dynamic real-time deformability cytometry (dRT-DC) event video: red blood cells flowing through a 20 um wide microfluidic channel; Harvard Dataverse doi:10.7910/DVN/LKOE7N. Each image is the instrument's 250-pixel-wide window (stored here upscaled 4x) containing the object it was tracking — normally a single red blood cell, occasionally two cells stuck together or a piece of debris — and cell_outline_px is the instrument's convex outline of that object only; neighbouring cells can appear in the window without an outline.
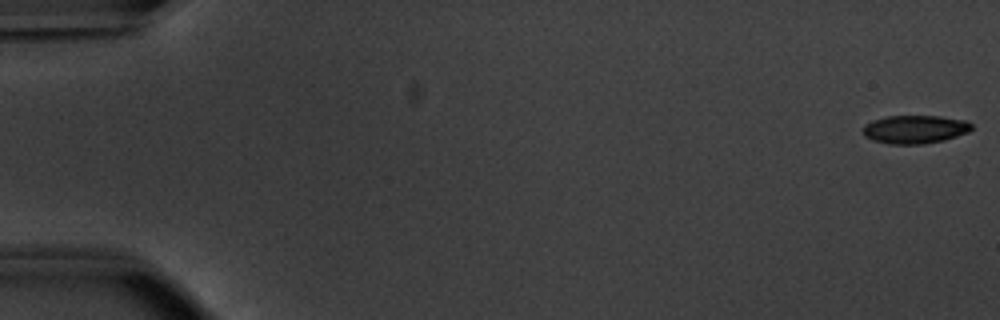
{"species": "common noctule bat (a hibernating species)", "species_latin": "Nyctalus noctula", "temperature_condition": "warm", "stored_images_in_passage": 49, "camera_frame_rate_fps": 3000, "um_per_image_px": 0.085, "animal": {"sex": "male", "body_mass_g": 20.1, "forearm_length_mm": 53.5}, "frame": {"image": 1, "passage_image": 1, "time_ms": 0.0, "image_size_px": [1000, 320], "cell_outline_px": [[972, 128], [968, 132], [944, 140], [924, 144], [888, 144], [872, 140], [864, 136], [864, 124], [872, 120], [888, 116], [940, 116], [964, 120], [972, 124]], "centroid_in_image_um": [77.75, 10.99], "position_along_channel_um": 7.3, "area_um2": 17.92}}
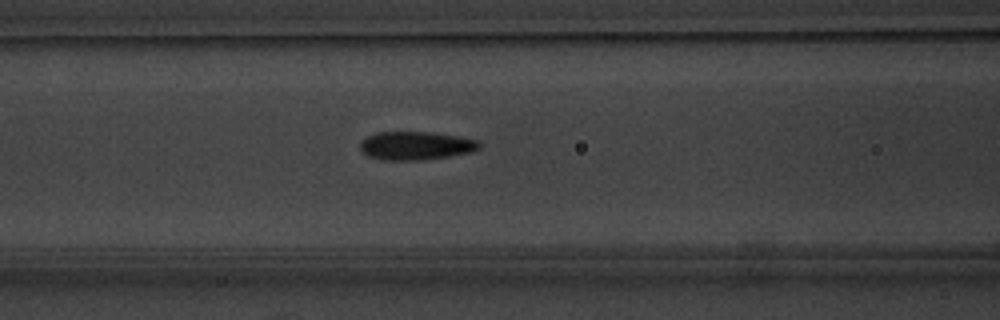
{"frame": {"image": 2, "passage_image": 23, "time_ms": 7.333, "image_size_px": [1000, 320], "cell_outline_px": [[480, 148], [472, 152], [448, 156], [416, 160], [380, 160], [368, 156], [360, 148], [360, 140], [376, 132], [428, 132], [456, 136], [476, 140], [480, 144]], "centroid_in_image_um": [35.3, 12.38], "position_along_channel_um": 131.3, "area_um2": 19.54}}
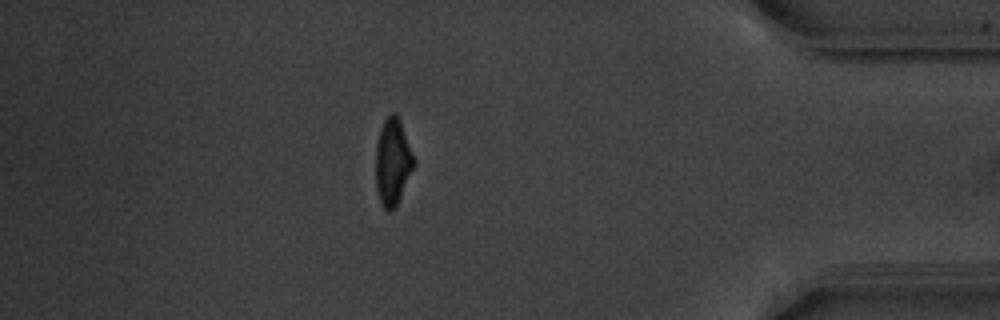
{"frame": {"image": 3, "passage_image": 47, "time_ms": 15.333, "image_size_px": [1000, 320], "cell_outline_px": [[416, 164], [396, 208], [388, 212], [384, 208], [380, 200], [376, 188], [376, 144], [380, 128], [384, 120], [392, 112], [396, 112], [400, 116], [416, 160]], "centroid_in_image_um": [33.41, 13.72], "position_along_channel_um": 401.8, "area_um2": 19.88}}